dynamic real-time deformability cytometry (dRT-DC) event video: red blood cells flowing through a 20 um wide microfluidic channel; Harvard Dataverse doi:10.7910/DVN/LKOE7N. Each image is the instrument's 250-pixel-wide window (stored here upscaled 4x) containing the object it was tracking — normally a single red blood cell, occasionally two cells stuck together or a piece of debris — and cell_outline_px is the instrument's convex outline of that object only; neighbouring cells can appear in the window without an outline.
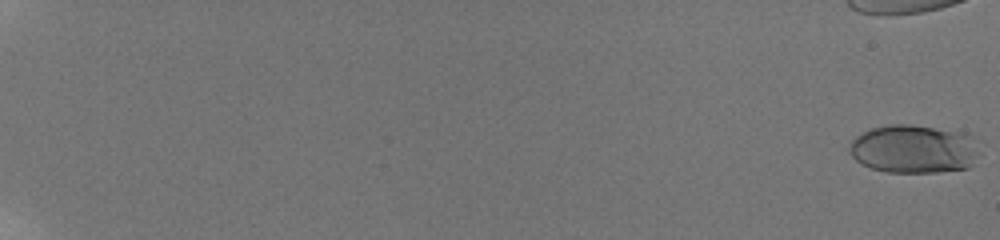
{"species": "human", "species_latin": "Homo sapiens", "temperature_condition": "room temperature", "stored_images_in_passage": 41, "camera_frame_rate_fps": 3000, "um_per_image_px": 0.085, "donor": {"sex": "male"}, "frame": {"image": 1, "passage_image": 1, "time_ms": 0.0, "image_size_px": [1000, 240], "cell_outline_px": [[976, 152], [972, 164], [968, 168], [936, 172], [888, 172], [872, 168], [860, 164], [848, 152], [848, 148], [852, 140], [856, 136], [872, 128], [888, 124], [908, 124], [932, 128], [964, 136]], "centroid_in_image_um": [77.48, 12.7], "position_along_channel_um": 7.5, "area_um2": 35.32}}